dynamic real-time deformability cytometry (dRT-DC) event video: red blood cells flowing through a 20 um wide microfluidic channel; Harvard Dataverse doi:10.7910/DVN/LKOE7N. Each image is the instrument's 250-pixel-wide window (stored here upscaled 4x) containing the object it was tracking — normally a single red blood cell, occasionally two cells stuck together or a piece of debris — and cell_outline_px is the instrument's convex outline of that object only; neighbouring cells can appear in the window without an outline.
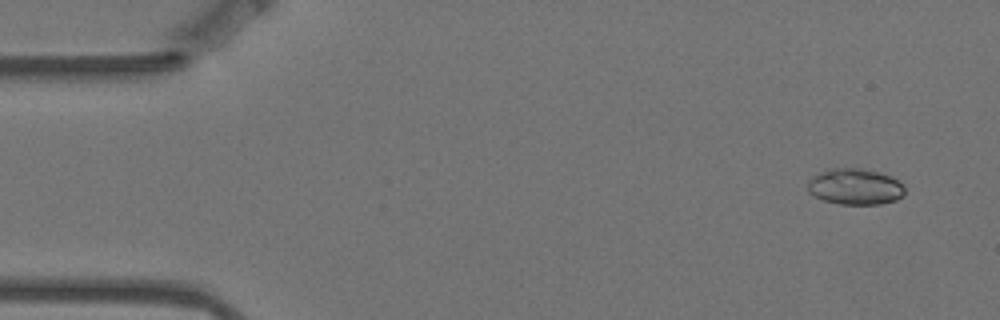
{"species": "Egyptian fruit bat (a non-hibernating species)", "species_latin": "Rousettus aegyptiacus", "temperature_condition": "warm", "stored_images_in_passage": 4, "camera_frame_rate_fps": 3000, "um_per_image_px": 0.085, "animal": {"sex": "female"}, "frame": {"image": 1, "passage_image": 1, "time_ms": 0.0, "image_size_px": [1000, 320], "cell_outline_px": [[904, 196], [896, 200], [880, 204], [840, 204], [824, 200], [808, 192], [808, 180], [820, 172], [828, 168], [860, 168], [876, 172], [888, 176], [904, 184]], "centroid_in_image_um": [72.68, 15.87], "position_along_channel_um": 12.3, "area_um2": 20.29}}
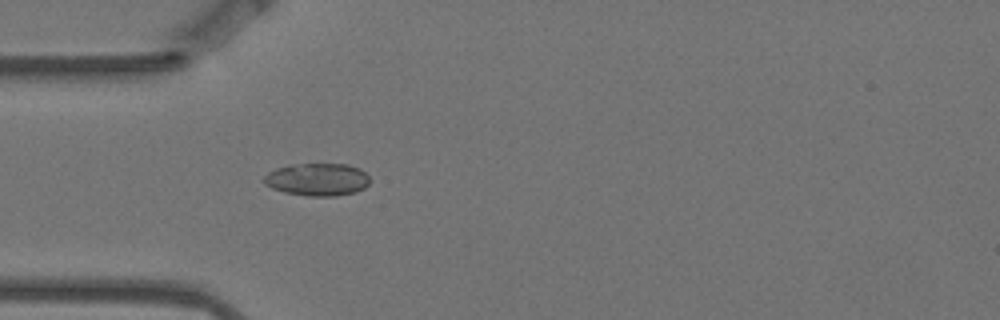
{"frame": {"image": 2, "passage_image": 4, "time_ms": 1.0, "image_size_px": [1000, 320], "cell_outline_px": [[368, 184], [364, 188], [356, 192], [336, 196], [308, 196], [284, 192], [272, 188], [264, 184], [264, 176], [268, 172], [276, 168], [292, 164], [348, 164], [360, 168], [368, 176]], "centroid_in_image_um": [26.97, 15.25], "position_along_channel_um": 58.0, "area_um2": 20.17}}